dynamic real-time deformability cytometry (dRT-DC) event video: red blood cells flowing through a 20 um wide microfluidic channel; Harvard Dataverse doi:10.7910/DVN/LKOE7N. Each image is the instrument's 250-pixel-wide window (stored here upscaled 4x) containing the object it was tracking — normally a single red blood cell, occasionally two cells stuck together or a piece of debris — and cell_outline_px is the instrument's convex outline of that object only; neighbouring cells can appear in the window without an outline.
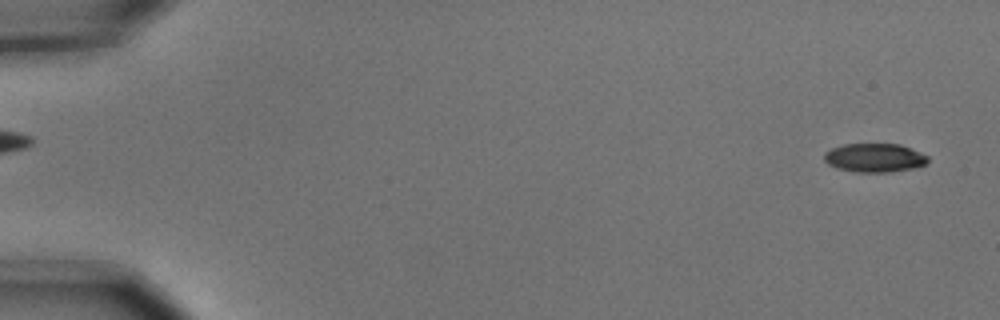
{"species": "common noctule bat (a hibernating species)", "species_latin": "Nyctalus noctula", "temperature_condition": "cold", "stored_images_in_passage": 6, "segment_of_instrument_passage": [2, 2], "camera_frame_rate_fps": 3000, "um_per_image_px": 0.085, "animal": {"sex": "male", "body_mass_g": 15.6}, "frame": {"image": 1, "passage_image": 6, "time_ms": 1.667, "image_size_px": [1000, 320], "cell_outline_px": [[928, 164], [912, 168], [888, 172], [856, 172], [836, 168], [828, 164], [824, 160], [824, 152], [832, 148], [844, 144], [900, 144], [920, 152], [928, 156]], "centroid_in_image_um": [74.33, 13.41], "position_along_channel_um": 10.7, "area_um2": 17.4}}